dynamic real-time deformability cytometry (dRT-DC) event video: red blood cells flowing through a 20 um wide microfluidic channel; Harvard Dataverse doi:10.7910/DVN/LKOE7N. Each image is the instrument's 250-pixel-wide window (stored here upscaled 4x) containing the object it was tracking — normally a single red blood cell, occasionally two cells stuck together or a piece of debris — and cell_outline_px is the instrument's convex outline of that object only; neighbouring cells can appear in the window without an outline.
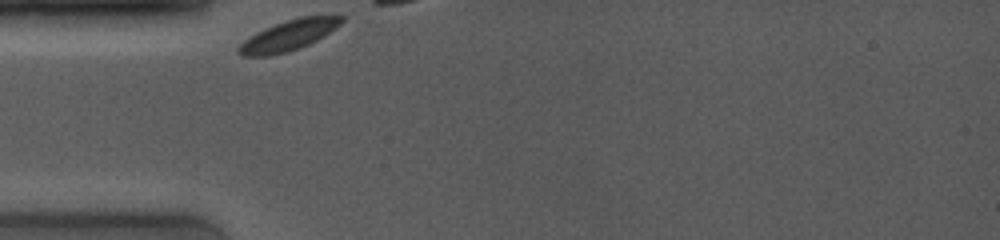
{"species": "common noctule bat (a hibernating species)", "species_latin": "Nyctalus noctula", "temperature_condition": "room temperature", "stored_images_in_passage": 28, "camera_frame_rate_fps": 4000, "um_per_image_px": 0.085, "animal": {"sex": "female", "body_mass_g": 19.0, "forearm_length_mm": 53.3}, "frame": {"image": 1, "passage_image": 1, "time_ms": 0.0, "image_size_px": [1000, 240], "cell_outline_px": [[344, 20], [340, 24], [324, 36], [308, 44], [288, 52], [268, 56], [240, 56], [236, 52], [236, 48], [248, 36], [264, 28], [284, 20], [300, 16], [344, 16]], "centroid_in_image_um": [24.46, 3.01], "position_along_channel_um": 60.5, "area_um2": 18.38}}
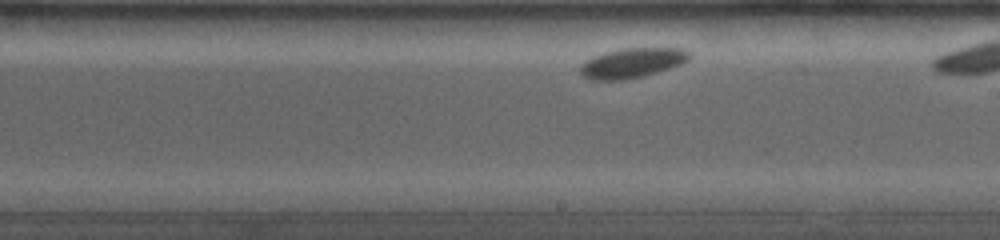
{"frame": {"image": 2, "passage_image": 16, "time_ms": 5.0, "image_size_px": [1000, 240], "cell_outline_px": [[692, 56], [688, 60], [680, 64], [644, 76], [624, 80], [588, 80], [580, 72], [580, 64], [604, 52], [620, 48], [680, 48], [688, 52]], "centroid_in_image_um": [53.71, 5.35], "position_along_channel_um": 235.3, "area_um2": 18.84}}